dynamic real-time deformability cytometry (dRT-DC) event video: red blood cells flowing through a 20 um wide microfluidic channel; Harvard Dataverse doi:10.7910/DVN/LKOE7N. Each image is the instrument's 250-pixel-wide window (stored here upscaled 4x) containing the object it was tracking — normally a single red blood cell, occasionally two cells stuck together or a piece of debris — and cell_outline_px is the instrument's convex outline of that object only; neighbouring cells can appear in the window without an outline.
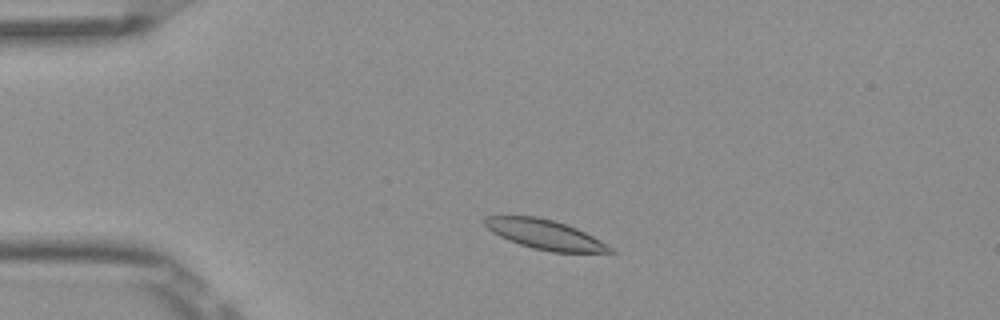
{"species": "Egyptian fruit bat (a non-hibernating species)", "species_latin": "Rousettus aegyptiacus", "temperature_condition": "room temperature", "stored_images_in_passage": 4, "camera_frame_rate_fps": 3000, "um_per_image_px": 0.085, "frame": {"image": 1, "passage_image": 3, "time_ms": 0.667, "image_size_px": [1000, 320], "cell_outline_px": [[616, 252], [552, 252], [532, 248], [508, 240], [492, 232], [484, 224], [484, 216], [536, 216], [552, 220], [576, 228], [616, 248]], "centroid_in_image_um": [46.33, 19.94], "position_along_channel_um": 38.7, "area_um2": 21.44}}